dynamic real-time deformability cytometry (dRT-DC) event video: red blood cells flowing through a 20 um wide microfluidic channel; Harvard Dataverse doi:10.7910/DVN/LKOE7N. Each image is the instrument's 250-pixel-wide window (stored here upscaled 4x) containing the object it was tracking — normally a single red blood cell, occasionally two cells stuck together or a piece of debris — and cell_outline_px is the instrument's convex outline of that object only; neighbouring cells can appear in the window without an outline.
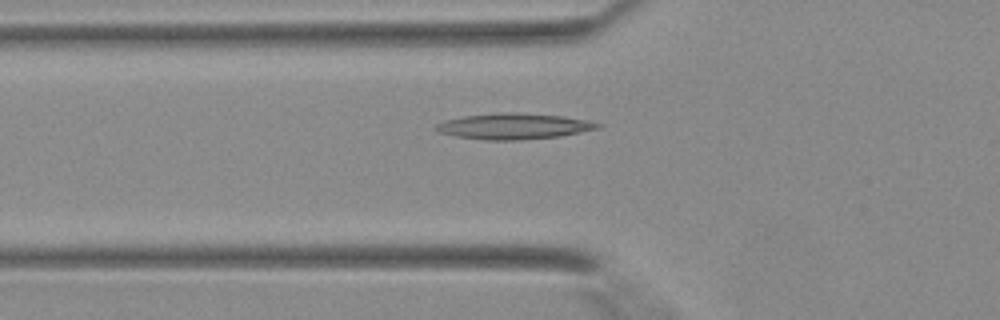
{"species": "Egyptian fruit bat (a non-hibernating species)", "species_latin": "Rousettus aegyptiacus", "temperature_condition": "warm", "stored_images_in_passage": 35, "camera_frame_rate_fps": 3000, "um_per_image_px": 0.085, "animal": {"sex": "female"}, "frame": {"image": 1, "passage_image": 10, "time_ms": 3.0, "image_size_px": [1000, 320], "cell_outline_px": [[604, 124], [600, 128], [560, 136], [520, 140], [484, 140], [456, 136], [440, 132], [432, 128], [436, 124], [444, 120], [464, 116], [500, 112], [512, 112], [564, 116], [588, 120]], "centroid_in_image_um": [43.68, 10.73], "position_along_channel_um": 82.1, "area_um2": 24.51}}
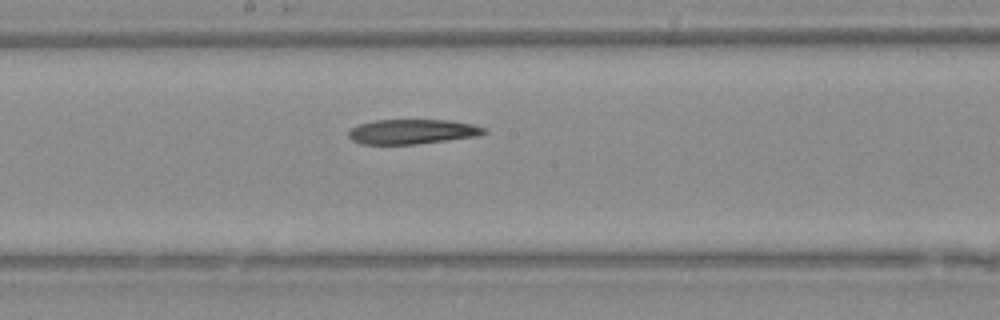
{"frame": {"image": 2, "passage_image": 18, "time_ms": 5.667, "image_size_px": [1000, 320], "cell_outline_px": [[488, 132], [476, 136], [416, 144], [360, 144], [352, 140], [348, 136], [348, 132], [352, 128], [360, 124], [376, 120], [452, 120], [472, 124], [484, 128]], "centroid_in_image_um": [35.03, 11.19], "position_along_channel_um": 213.2, "area_um2": 19.42}}
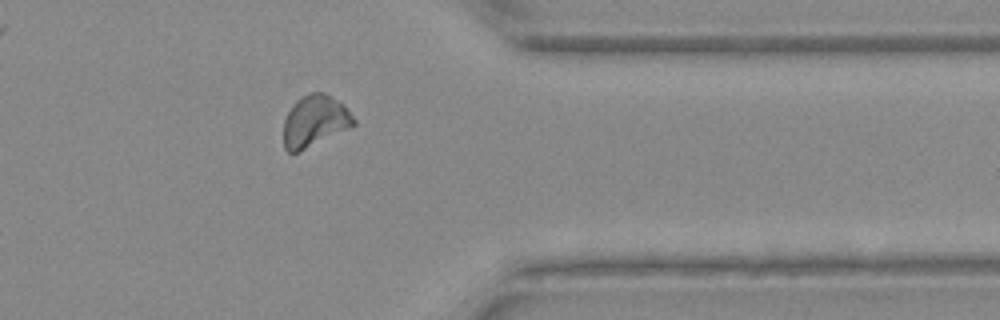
{"frame": {"image": 3, "passage_image": 29, "time_ms": 9.333, "image_size_px": [1000, 320], "cell_outline_px": [[356, 124], [300, 152], [288, 152], [284, 148], [284, 120], [292, 104], [300, 96], [308, 92], [324, 92], [332, 96], [344, 104], [356, 120]], "centroid_in_image_um": [26.75, 10.27], "position_along_channel_um": 384.7, "area_um2": 21.21}}